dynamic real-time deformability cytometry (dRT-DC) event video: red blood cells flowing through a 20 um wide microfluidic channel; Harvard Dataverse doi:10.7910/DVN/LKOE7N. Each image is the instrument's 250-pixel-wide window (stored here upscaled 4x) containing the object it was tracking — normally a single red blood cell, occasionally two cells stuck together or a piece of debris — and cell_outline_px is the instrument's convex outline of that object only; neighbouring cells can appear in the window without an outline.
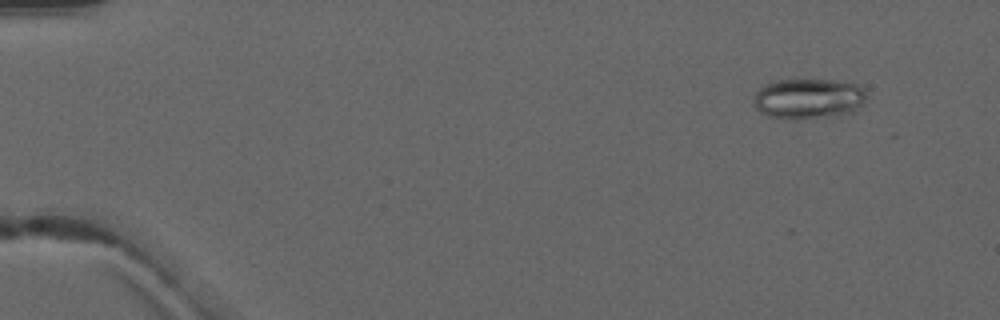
{"species": "common noctule bat (a hibernating species)", "species_latin": "Nyctalus noctula", "temperature_condition": "warm", "stored_images_in_passage": 4, "camera_frame_rate_fps": 3000, "um_per_image_px": 0.085, "animal": {"sex": "male", "forearm_length_mm": 52.5}, "frame": {"image": 1, "passage_image": 2, "time_ms": 1.333, "image_size_px": [1000, 320], "cell_outline_px": [[868, 96], [856, 112], [840, 116], [804, 120], [796, 120], [768, 116], [760, 112], [756, 108], [756, 92], [764, 84], [772, 80], [832, 80], [856, 84], [864, 88]], "centroid_in_image_um": [68.78, 8.41], "position_along_channel_um": 16.2, "area_um2": 27.11}}